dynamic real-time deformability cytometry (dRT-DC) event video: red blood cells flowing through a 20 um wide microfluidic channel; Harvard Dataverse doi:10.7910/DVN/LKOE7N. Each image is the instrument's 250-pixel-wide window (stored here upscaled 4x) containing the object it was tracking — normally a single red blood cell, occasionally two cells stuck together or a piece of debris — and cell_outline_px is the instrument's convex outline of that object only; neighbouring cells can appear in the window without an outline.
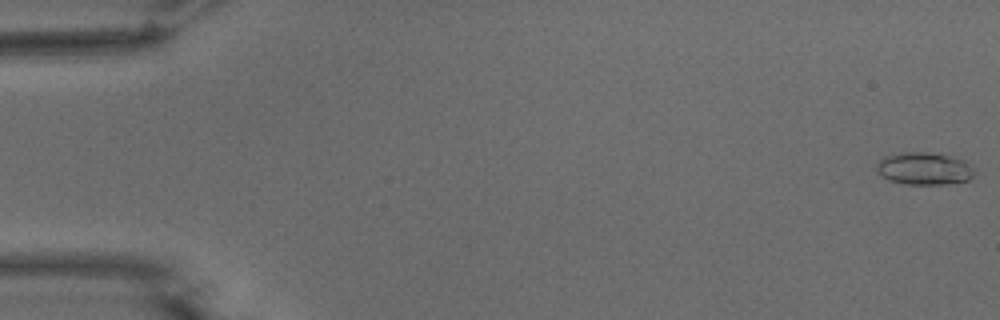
{"species": "common noctule bat (a hibernating species)", "species_latin": "Nyctalus noctula", "temperature_condition": "warm", "stored_images_in_passage": 5, "camera_frame_rate_fps": 3000, "um_per_image_px": 0.085, "animal": {"sex": "male", "body_mass_g": 15.6}, "frame": {"image": 1, "passage_image": 1, "time_ms": 0.0, "image_size_px": [1000, 320], "cell_outline_px": [[976, 172], [968, 180], [944, 184], [904, 184], [888, 180], [880, 176], [876, 168], [876, 164], [884, 156], [892, 152], [932, 152], [964, 160]], "centroid_in_image_um": [78.49, 14.32], "position_along_channel_um": 6.5, "area_um2": 18.67}}